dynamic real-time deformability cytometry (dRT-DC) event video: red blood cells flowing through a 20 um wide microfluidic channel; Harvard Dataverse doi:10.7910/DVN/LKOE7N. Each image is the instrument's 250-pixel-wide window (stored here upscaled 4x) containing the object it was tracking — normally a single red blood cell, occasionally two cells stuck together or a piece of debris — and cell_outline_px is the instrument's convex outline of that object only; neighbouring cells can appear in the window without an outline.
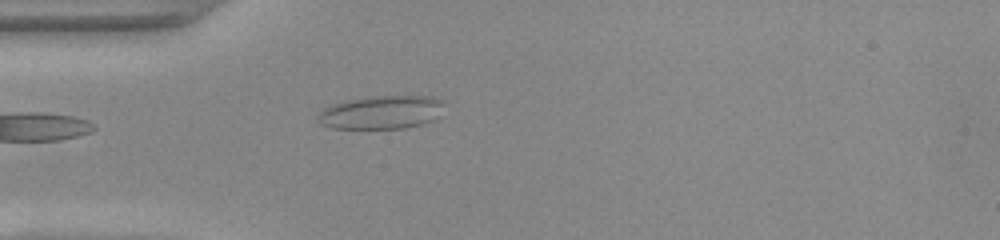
{"species": "common noctule bat (a hibernating species)", "species_latin": "Nyctalus noctula", "temperature_condition": "warm", "stored_images_in_passage": 5, "camera_frame_rate_fps": 3000, "um_per_image_px": 0.085, "animal": {"sex": "female", "body_mass_g": 22.0, "forearm_length_mm": 56.7}, "frame": {"image": 1, "passage_image": 1, "time_ms": 0.0, "image_size_px": [1000, 240], "cell_outline_px": [[440, 104], [436, 116], [432, 120], [424, 124], [404, 128], [332, 128], [320, 124], [316, 120], [316, 116], [324, 108], [332, 104], [348, 100], [372, 96], [432, 96], [440, 100]], "centroid_in_image_um": [32.32, 9.55], "position_along_channel_um": 52.7, "area_um2": 24.22}}